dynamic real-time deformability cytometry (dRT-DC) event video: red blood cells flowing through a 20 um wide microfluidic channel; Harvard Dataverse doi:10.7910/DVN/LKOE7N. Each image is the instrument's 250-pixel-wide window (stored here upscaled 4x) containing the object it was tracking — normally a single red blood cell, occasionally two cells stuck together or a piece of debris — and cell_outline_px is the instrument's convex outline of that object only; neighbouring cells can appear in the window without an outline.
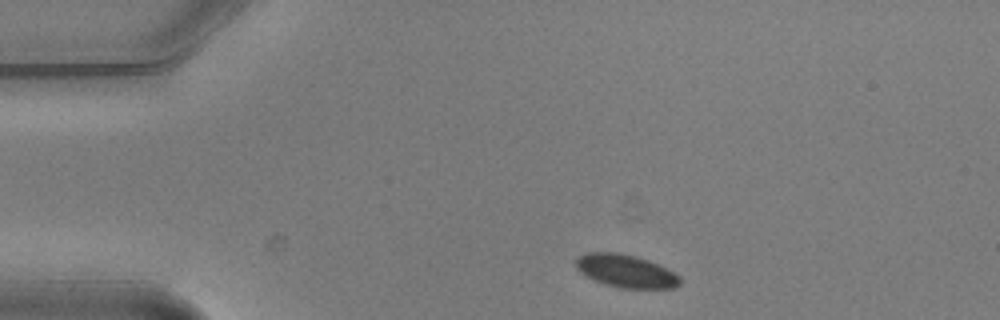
{"species": "common noctule bat (a hibernating species)", "species_latin": "Nyctalus noctula", "temperature_condition": "warm", "stored_images_in_passage": 2, "camera_frame_rate_fps": 3000, "um_per_image_px": 0.085, "animal": {"sex": "male", "body_mass_g": 20.5, "forearm_length_mm": 52.5}, "frame": {"image": 1, "passage_image": 1, "time_ms": 0.0, "image_size_px": [1000, 320], "cell_outline_px": [[680, 284], [676, 288], [620, 288], [604, 284], [580, 272], [576, 268], [576, 260], [580, 256], [588, 252], [616, 252], [636, 256], [648, 260], [680, 276]], "centroid_in_image_um": [53.19, 23.04], "position_along_channel_um": 31.8, "area_um2": 19.71}}